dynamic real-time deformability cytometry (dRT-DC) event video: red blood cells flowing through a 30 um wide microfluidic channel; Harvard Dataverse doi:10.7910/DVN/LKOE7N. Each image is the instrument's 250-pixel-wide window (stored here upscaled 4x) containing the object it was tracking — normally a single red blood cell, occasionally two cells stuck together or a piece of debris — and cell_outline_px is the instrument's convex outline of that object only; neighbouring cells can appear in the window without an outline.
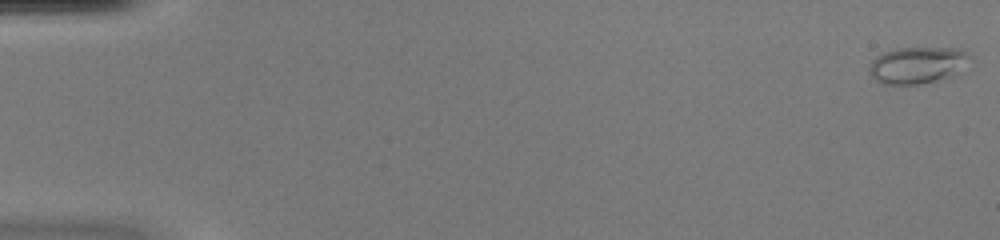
{"species": "common noctule bat (a hibernating species)", "species_latin": "Nyctalus noctula", "temperature_condition": "warm", "stored_images_in_passage": 51, "camera_frame_rate_fps": 3000, "um_per_image_px": 0.085, "animal": {"sex": "female", "body_mass_g": 20.0, "forearm_length_mm": 54.0}, "frame": {"image": 1, "passage_image": 1, "time_ms": 0.0, "image_size_px": [1000, 240], "cell_outline_px": [[968, 56], [956, 76], [916, 84], [880, 84], [868, 72], [868, 68], [872, 60], [876, 56], [884, 52], [896, 48], [964, 48]], "centroid_in_image_um": [77.92, 5.53], "position_along_channel_um": 7.1, "area_um2": 21.39}}
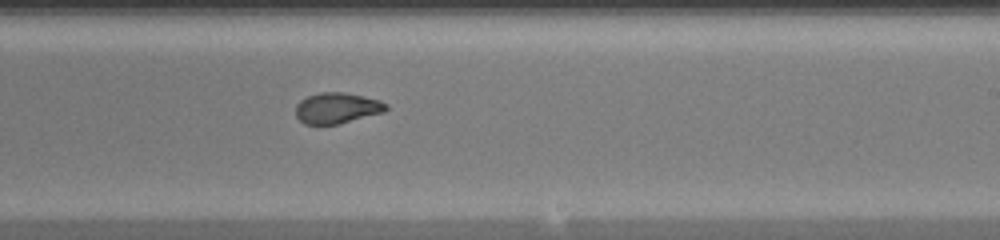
{"frame": {"image": 2, "passage_image": 32, "time_ms": 10.333, "image_size_px": [1000, 240], "cell_outline_px": [[388, 108], [384, 112], [340, 124], [304, 124], [296, 116], [296, 104], [300, 100], [308, 96], [320, 92], [344, 92], [380, 100], [388, 104]], "centroid_in_image_um": [28.65, 9.18], "position_along_channel_um": 260.3, "area_um2": 16.3}}
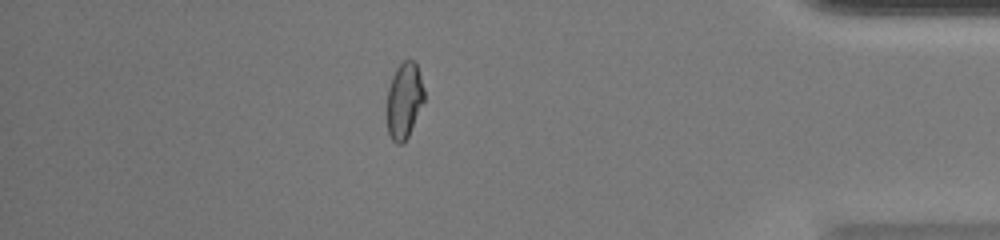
{"frame": {"image": 3, "passage_image": 45, "time_ms": 14.667, "image_size_px": [1000, 240], "cell_outline_px": [[424, 100], [408, 136], [404, 144], [396, 144], [392, 140], [388, 132], [388, 88], [392, 76], [396, 68], [404, 60], [412, 60], [416, 64], [424, 88]], "centroid_in_image_um": [34.36, 8.55], "position_along_channel_um": 400.8, "area_um2": 16.24}, "authors_computed_cell_mechanics": {"area_um2": 17.629, "velocity_mm_per_s": 4.0715, "shape_relaxation_time_tau1_ms": null, "shape_relaxation_time_tau2_ms": 0.9643, "deformation_change_tau1": null, "deformation_change_tau2": 0.0498}}